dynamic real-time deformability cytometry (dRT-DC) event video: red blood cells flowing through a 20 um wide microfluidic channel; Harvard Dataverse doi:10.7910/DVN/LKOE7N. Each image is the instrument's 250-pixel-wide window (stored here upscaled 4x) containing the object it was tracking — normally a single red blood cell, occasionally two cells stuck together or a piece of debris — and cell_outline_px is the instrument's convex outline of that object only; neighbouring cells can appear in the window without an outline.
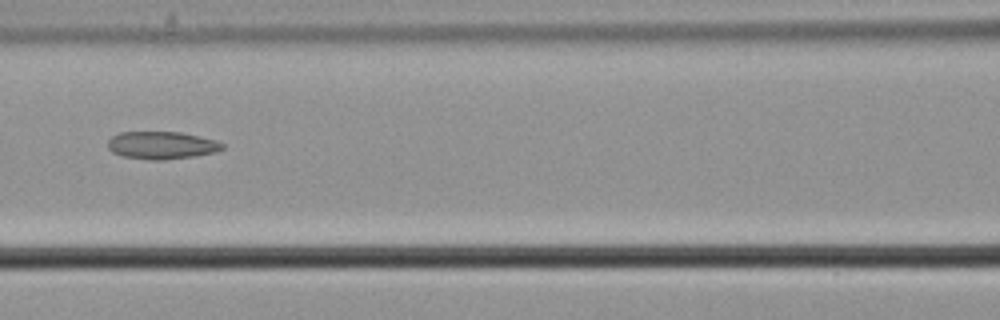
{"species": "common noctule bat (a hibernating species)", "species_latin": "Nyctalus noctula", "temperature_condition": "cold", "stored_images_in_passage": 6, "camera_frame_rate_fps": 3000, "um_per_image_px": 0.085, "animal": {"sex": "male", "body_mass_g": 21.5, "forearm_length_mm": 52.0}, "frame": {"image": 1, "passage_image": 6, "time_ms": 1.667, "image_size_px": [1000, 320], "cell_outline_px": [[224, 148], [216, 152], [196, 156], [164, 160], [148, 160], [120, 156], [112, 152], [108, 148], [108, 140], [112, 136], [120, 132], [180, 132], [200, 136], [216, 140], [224, 144]], "centroid_in_image_um": [13.74, 12.35], "position_along_channel_um": 152.9, "area_um2": 18.67}}